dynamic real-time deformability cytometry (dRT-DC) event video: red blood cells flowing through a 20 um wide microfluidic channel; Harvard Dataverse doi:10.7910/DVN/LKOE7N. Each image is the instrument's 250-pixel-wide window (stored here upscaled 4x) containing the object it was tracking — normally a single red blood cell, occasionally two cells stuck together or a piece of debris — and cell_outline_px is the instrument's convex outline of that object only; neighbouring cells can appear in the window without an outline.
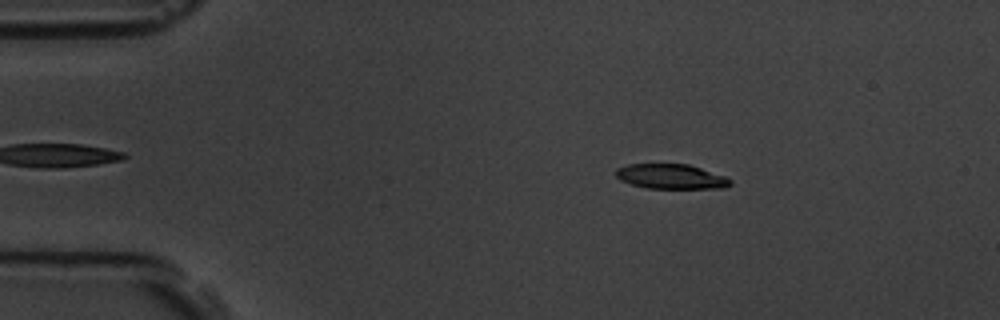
{"species": "common noctule bat (a hibernating species)", "species_latin": "Nyctalus noctula", "temperature_condition": "room temperature", "stored_images_in_passage": 4, "camera_frame_rate_fps": 3000, "um_per_image_px": 0.085, "animal": {"sex": "male", "body_mass_g": 19.5, "forearm_length_mm": 54.6}, "frame": {"image": 1, "passage_image": 2, "time_ms": 2.0, "image_size_px": [1000, 320], "cell_outline_px": [[732, 184], [724, 188], [648, 188], [632, 184], [620, 180], [616, 176], [616, 168], [628, 164], [688, 164], [724, 176], [732, 180]], "centroid_in_image_um": [57.03, 15.0], "position_along_channel_um": 28.0, "area_um2": 16.42}}
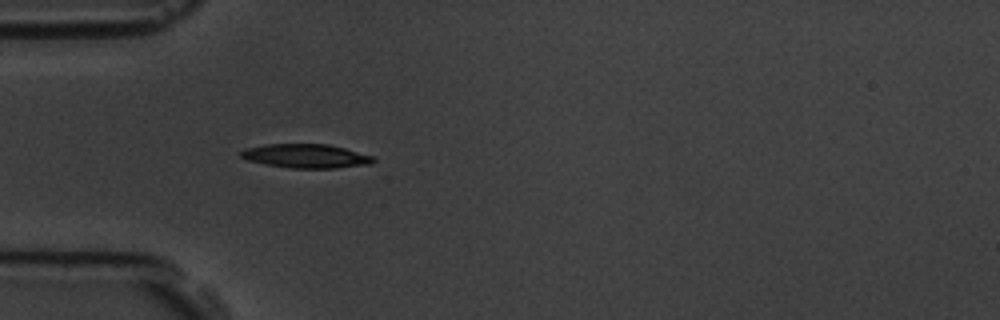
{"frame": {"image": 2, "passage_image": 4, "time_ms": 4.333, "image_size_px": [1000, 320], "cell_outline_px": [[376, 160], [372, 164], [332, 168], [292, 168], [264, 164], [248, 160], [240, 156], [240, 152], [244, 148], [264, 144], [328, 144], [344, 148], [372, 156]], "centroid_in_image_um": [25.98, 13.26], "position_along_channel_um": 59.0, "area_um2": 18.44}}